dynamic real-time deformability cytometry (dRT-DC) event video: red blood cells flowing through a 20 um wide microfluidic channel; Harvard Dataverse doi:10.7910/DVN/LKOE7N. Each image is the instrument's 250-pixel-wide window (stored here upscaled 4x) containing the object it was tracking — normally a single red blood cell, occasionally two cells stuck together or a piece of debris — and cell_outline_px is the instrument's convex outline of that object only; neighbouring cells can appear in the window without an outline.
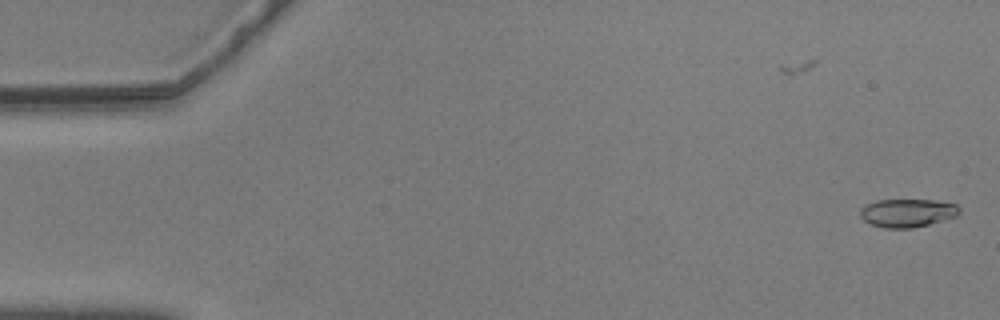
{"species": "common noctule bat (a hibernating species)", "species_latin": "Nyctalus noctula", "temperature_condition": "warm", "stored_images_in_passage": 57, "camera_frame_rate_fps": 3000, "um_per_image_px": 0.085, "animal": {"sex": "male", "body_mass_g": 20.5, "forearm_length_mm": 52.5}, "frame": {"image": 1, "passage_image": 1, "time_ms": 0.0, "image_size_px": [1000, 320], "cell_outline_px": [[960, 212], [956, 216], [928, 224], [912, 228], [884, 228], [872, 224], [864, 220], [860, 216], [860, 208], [876, 200], [932, 200], [956, 204], [960, 208]], "centroid_in_image_um": [77.12, 18.09], "position_along_channel_um": 7.9, "area_um2": 16.18}}
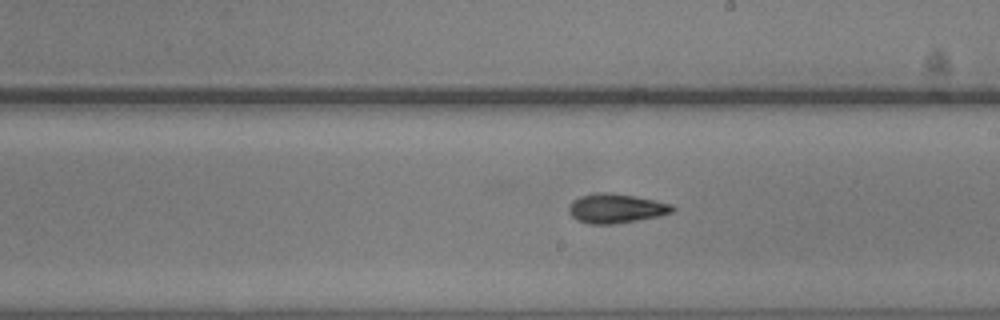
{"frame": {"image": 2, "passage_image": 32, "time_ms": 10.333, "image_size_px": [1000, 320], "cell_outline_px": [[676, 208], [672, 212], [660, 216], [616, 224], [588, 224], [576, 220], [572, 216], [568, 208], [572, 200], [580, 196], [600, 192], [608, 192], [632, 196], [672, 204]], "centroid_in_image_um": [52.34, 17.73], "position_along_channel_um": 236.7, "area_um2": 17.69}}
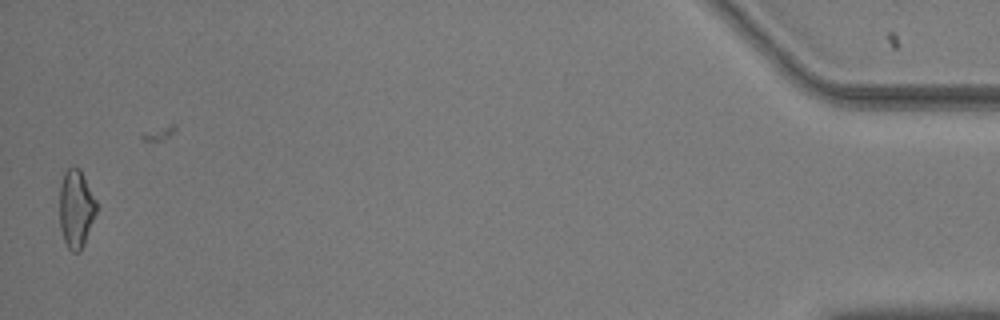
{"frame": {"image": 3, "passage_image": 56, "time_ms": 18.333, "image_size_px": [1000, 320], "cell_outline_px": [[96, 212], [84, 244], [80, 252], [72, 252], [68, 248], [64, 240], [60, 228], [60, 184], [64, 172], [68, 168], [80, 168], [96, 200]], "centroid_in_image_um": [6.45, 17.75], "position_along_channel_um": 428.7, "area_um2": 16.65}, "authors_computed_cell_mechanics": {"area_um2": 16.8776, "velocity_mm_per_s": 3.5732, "shape_relaxation_time_tau1_ms": 7.2128, "shape_relaxation_time_tau2_ms": 4.2436, "deformation_change_tau1": 0.1973, "deformation_change_tau2": 0.1176}}